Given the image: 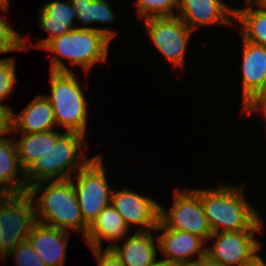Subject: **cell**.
Wrapping results in <instances>:
<instances>
[{"mask_svg": "<svg viewBox=\"0 0 266 266\" xmlns=\"http://www.w3.org/2000/svg\"><path fill=\"white\" fill-rule=\"evenodd\" d=\"M153 266H168V264L166 262H163V261L159 260Z\"/></svg>", "mask_w": 266, "mask_h": 266, "instance_id": "obj_36", "label": "cell"}, {"mask_svg": "<svg viewBox=\"0 0 266 266\" xmlns=\"http://www.w3.org/2000/svg\"><path fill=\"white\" fill-rule=\"evenodd\" d=\"M50 92L46 98L54 110L57 125L66 132L87 134L88 102L78 78L73 72L50 70Z\"/></svg>", "mask_w": 266, "mask_h": 266, "instance_id": "obj_5", "label": "cell"}, {"mask_svg": "<svg viewBox=\"0 0 266 266\" xmlns=\"http://www.w3.org/2000/svg\"><path fill=\"white\" fill-rule=\"evenodd\" d=\"M129 232L130 229L124 219L110 204L90 224L84 240L90 249H103L102 240L104 239L110 242L106 249H111L130 234Z\"/></svg>", "mask_w": 266, "mask_h": 266, "instance_id": "obj_17", "label": "cell"}, {"mask_svg": "<svg viewBox=\"0 0 266 266\" xmlns=\"http://www.w3.org/2000/svg\"><path fill=\"white\" fill-rule=\"evenodd\" d=\"M265 261H266V260L263 259V266H266V262H265Z\"/></svg>", "mask_w": 266, "mask_h": 266, "instance_id": "obj_39", "label": "cell"}, {"mask_svg": "<svg viewBox=\"0 0 266 266\" xmlns=\"http://www.w3.org/2000/svg\"><path fill=\"white\" fill-rule=\"evenodd\" d=\"M196 266H221L217 263L211 262L207 257L196 261Z\"/></svg>", "mask_w": 266, "mask_h": 266, "instance_id": "obj_32", "label": "cell"}, {"mask_svg": "<svg viewBox=\"0 0 266 266\" xmlns=\"http://www.w3.org/2000/svg\"><path fill=\"white\" fill-rule=\"evenodd\" d=\"M24 192H27L25 170L20 165L14 138L12 136L10 138L9 135L2 136L0 137V194Z\"/></svg>", "mask_w": 266, "mask_h": 266, "instance_id": "obj_20", "label": "cell"}, {"mask_svg": "<svg viewBox=\"0 0 266 266\" xmlns=\"http://www.w3.org/2000/svg\"><path fill=\"white\" fill-rule=\"evenodd\" d=\"M155 232H162L156 237L158 248L164 255L159 260L167 264L191 263L206 257V242L197 235L166 228L160 221ZM196 255L197 259H193Z\"/></svg>", "mask_w": 266, "mask_h": 266, "instance_id": "obj_12", "label": "cell"}, {"mask_svg": "<svg viewBox=\"0 0 266 266\" xmlns=\"http://www.w3.org/2000/svg\"><path fill=\"white\" fill-rule=\"evenodd\" d=\"M15 266H46L28 240L22 241L6 257H11Z\"/></svg>", "mask_w": 266, "mask_h": 266, "instance_id": "obj_26", "label": "cell"}, {"mask_svg": "<svg viewBox=\"0 0 266 266\" xmlns=\"http://www.w3.org/2000/svg\"><path fill=\"white\" fill-rule=\"evenodd\" d=\"M260 0H245L244 2H259Z\"/></svg>", "mask_w": 266, "mask_h": 266, "instance_id": "obj_38", "label": "cell"}, {"mask_svg": "<svg viewBox=\"0 0 266 266\" xmlns=\"http://www.w3.org/2000/svg\"><path fill=\"white\" fill-rule=\"evenodd\" d=\"M242 40V105L259 89L266 76V47Z\"/></svg>", "mask_w": 266, "mask_h": 266, "instance_id": "obj_19", "label": "cell"}, {"mask_svg": "<svg viewBox=\"0 0 266 266\" xmlns=\"http://www.w3.org/2000/svg\"><path fill=\"white\" fill-rule=\"evenodd\" d=\"M76 173L73 175L74 178L70 179L73 182L83 220L90 226L99 213L111 204V194L113 191V188L108 183L104 158L101 153L94 155Z\"/></svg>", "mask_w": 266, "mask_h": 266, "instance_id": "obj_6", "label": "cell"}, {"mask_svg": "<svg viewBox=\"0 0 266 266\" xmlns=\"http://www.w3.org/2000/svg\"><path fill=\"white\" fill-rule=\"evenodd\" d=\"M86 136L77 132L49 131V149L25 171L27 191L42 181L66 180L93 157L83 154Z\"/></svg>", "mask_w": 266, "mask_h": 266, "instance_id": "obj_3", "label": "cell"}, {"mask_svg": "<svg viewBox=\"0 0 266 266\" xmlns=\"http://www.w3.org/2000/svg\"><path fill=\"white\" fill-rule=\"evenodd\" d=\"M251 97H266V76L259 89Z\"/></svg>", "mask_w": 266, "mask_h": 266, "instance_id": "obj_31", "label": "cell"}, {"mask_svg": "<svg viewBox=\"0 0 266 266\" xmlns=\"http://www.w3.org/2000/svg\"><path fill=\"white\" fill-rule=\"evenodd\" d=\"M15 64V59L12 57L0 59V105L11 110L12 106L4 105L2 101L8 98L14 91L15 84L17 83L18 78L16 76Z\"/></svg>", "mask_w": 266, "mask_h": 266, "instance_id": "obj_25", "label": "cell"}, {"mask_svg": "<svg viewBox=\"0 0 266 266\" xmlns=\"http://www.w3.org/2000/svg\"><path fill=\"white\" fill-rule=\"evenodd\" d=\"M33 198L28 192L0 194V259L10 253L28 235L36 223Z\"/></svg>", "mask_w": 266, "mask_h": 266, "instance_id": "obj_7", "label": "cell"}, {"mask_svg": "<svg viewBox=\"0 0 266 266\" xmlns=\"http://www.w3.org/2000/svg\"><path fill=\"white\" fill-rule=\"evenodd\" d=\"M33 198L36 221L71 233L87 234L89 226L84 222L71 179L42 181L28 188ZM41 194L37 199V195Z\"/></svg>", "mask_w": 266, "mask_h": 266, "instance_id": "obj_2", "label": "cell"}, {"mask_svg": "<svg viewBox=\"0 0 266 266\" xmlns=\"http://www.w3.org/2000/svg\"><path fill=\"white\" fill-rule=\"evenodd\" d=\"M178 4L179 0H136L135 2L138 16L143 20L176 16Z\"/></svg>", "mask_w": 266, "mask_h": 266, "instance_id": "obj_23", "label": "cell"}, {"mask_svg": "<svg viewBox=\"0 0 266 266\" xmlns=\"http://www.w3.org/2000/svg\"><path fill=\"white\" fill-rule=\"evenodd\" d=\"M246 7H235L234 21L239 23L241 37L266 47V8L259 2H245Z\"/></svg>", "mask_w": 266, "mask_h": 266, "instance_id": "obj_21", "label": "cell"}, {"mask_svg": "<svg viewBox=\"0 0 266 266\" xmlns=\"http://www.w3.org/2000/svg\"><path fill=\"white\" fill-rule=\"evenodd\" d=\"M69 232L36 222L27 240L46 266H65Z\"/></svg>", "mask_w": 266, "mask_h": 266, "instance_id": "obj_14", "label": "cell"}, {"mask_svg": "<svg viewBox=\"0 0 266 266\" xmlns=\"http://www.w3.org/2000/svg\"><path fill=\"white\" fill-rule=\"evenodd\" d=\"M241 114L252 115L254 112H261L266 123V97H250L243 105H241ZM266 126V124H265Z\"/></svg>", "mask_w": 266, "mask_h": 266, "instance_id": "obj_28", "label": "cell"}, {"mask_svg": "<svg viewBox=\"0 0 266 266\" xmlns=\"http://www.w3.org/2000/svg\"><path fill=\"white\" fill-rule=\"evenodd\" d=\"M168 266H196V262L168 264Z\"/></svg>", "mask_w": 266, "mask_h": 266, "instance_id": "obj_35", "label": "cell"}, {"mask_svg": "<svg viewBox=\"0 0 266 266\" xmlns=\"http://www.w3.org/2000/svg\"><path fill=\"white\" fill-rule=\"evenodd\" d=\"M109 0H94V18L93 23L108 24L113 23L116 19Z\"/></svg>", "mask_w": 266, "mask_h": 266, "instance_id": "obj_27", "label": "cell"}, {"mask_svg": "<svg viewBox=\"0 0 266 266\" xmlns=\"http://www.w3.org/2000/svg\"><path fill=\"white\" fill-rule=\"evenodd\" d=\"M111 41L94 29L74 28L67 34L49 40L41 50L53 54L51 71L73 72L80 66L85 74L97 63L106 62ZM71 62L68 67L61 58Z\"/></svg>", "mask_w": 266, "mask_h": 266, "instance_id": "obj_4", "label": "cell"}, {"mask_svg": "<svg viewBox=\"0 0 266 266\" xmlns=\"http://www.w3.org/2000/svg\"><path fill=\"white\" fill-rule=\"evenodd\" d=\"M22 138L14 140L21 167L26 171L49 149V131L22 133Z\"/></svg>", "mask_w": 266, "mask_h": 266, "instance_id": "obj_22", "label": "cell"}, {"mask_svg": "<svg viewBox=\"0 0 266 266\" xmlns=\"http://www.w3.org/2000/svg\"><path fill=\"white\" fill-rule=\"evenodd\" d=\"M244 183L240 186L220 184L216 188H199V197L212 233L262 230L263 218L248 202Z\"/></svg>", "mask_w": 266, "mask_h": 266, "instance_id": "obj_1", "label": "cell"}, {"mask_svg": "<svg viewBox=\"0 0 266 266\" xmlns=\"http://www.w3.org/2000/svg\"><path fill=\"white\" fill-rule=\"evenodd\" d=\"M11 133V109L0 105V137Z\"/></svg>", "mask_w": 266, "mask_h": 266, "instance_id": "obj_30", "label": "cell"}, {"mask_svg": "<svg viewBox=\"0 0 266 266\" xmlns=\"http://www.w3.org/2000/svg\"><path fill=\"white\" fill-rule=\"evenodd\" d=\"M98 266H124L111 249H91Z\"/></svg>", "mask_w": 266, "mask_h": 266, "instance_id": "obj_29", "label": "cell"}, {"mask_svg": "<svg viewBox=\"0 0 266 266\" xmlns=\"http://www.w3.org/2000/svg\"><path fill=\"white\" fill-rule=\"evenodd\" d=\"M14 113L11 110L10 136L16 132H47L57 126L53 106L43 94L37 95L19 114Z\"/></svg>", "mask_w": 266, "mask_h": 266, "instance_id": "obj_16", "label": "cell"}, {"mask_svg": "<svg viewBox=\"0 0 266 266\" xmlns=\"http://www.w3.org/2000/svg\"><path fill=\"white\" fill-rule=\"evenodd\" d=\"M262 230L212 233L213 245L206 244V257L221 266H243L257 259L263 246L256 237ZM256 234V235H255Z\"/></svg>", "mask_w": 266, "mask_h": 266, "instance_id": "obj_10", "label": "cell"}, {"mask_svg": "<svg viewBox=\"0 0 266 266\" xmlns=\"http://www.w3.org/2000/svg\"><path fill=\"white\" fill-rule=\"evenodd\" d=\"M70 3L74 8V10L76 11L77 15L76 20H78L77 22L83 25L82 27L78 26V28L94 29L100 32L110 41H112L114 37L117 35V31H114L111 28L109 29L108 27L99 28V27L89 26L93 23V18H94V0H70Z\"/></svg>", "mask_w": 266, "mask_h": 266, "instance_id": "obj_24", "label": "cell"}, {"mask_svg": "<svg viewBox=\"0 0 266 266\" xmlns=\"http://www.w3.org/2000/svg\"><path fill=\"white\" fill-rule=\"evenodd\" d=\"M154 232L155 230L135 231L122 240V246L117 243L111 250L124 266H153L159 261L158 240L154 239Z\"/></svg>", "mask_w": 266, "mask_h": 266, "instance_id": "obj_15", "label": "cell"}, {"mask_svg": "<svg viewBox=\"0 0 266 266\" xmlns=\"http://www.w3.org/2000/svg\"><path fill=\"white\" fill-rule=\"evenodd\" d=\"M149 40L174 68L184 67L187 47L194 33L178 16L143 21Z\"/></svg>", "mask_w": 266, "mask_h": 266, "instance_id": "obj_9", "label": "cell"}, {"mask_svg": "<svg viewBox=\"0 0 266 266\" xmlns=\"http://www.w3.org/2000/svg\"><path fill=\"white\" fill-rule=\"evenodd\" d=\"M39 12V27L49 33L46 38H41L38 43L30 44L35 48H42L49 40L67 34L75 27L74 20L77 19L76 11L72 7L70 0H53L45 3Z\"/></svg>", "mask_w": 266, "mask_h": 266, "instance_id": "obj_18", "label": "cell"}, {"mask_svg": "<svg viewBox=\"0 0 266 266\" xmlns=\"http://www.w3.org/2000/svg\"><path fill=\"white\" fill-rule=\"evenodd\" d=\"M259 3L266 8V0H260Z\"/></svg>", "mask_w": 266, "mask_h": 266, "instance_id": "obj_37", "label": "cell"}, {"mask_svg": "<svg viewBox=\"0 0 266 266\" xmlns=\"http://www.w3.org/2000/svg\"><path fill=\"white\" fill-rule=\"evenodd\" d=\"M223 0H179L178 16L192 31L212 25L236 27L235 8Z\"/></svg>", "mask_w": 266, "mask_h": 266, "instance_id": "obj_13", "label": "cell"}, {"mask_svg": "<svg viewBox=\"0 0 266 266\" xmlns=\"http://www.w3.org/2000/svg\"><path fill=\"white\" fill-rule=\"evenodd\" d=\"M111 204L124 219L129 229L140 226L136 231L155 230L159 222L160 204L149 196L122 188L112 191Z\"/></svg>", "mask_w": 266, "mask_h": 266, "instance_id": "obj_11", "label": "cell"}, {"mask_svg": "<svg viewBox=\"0 0 266 266\" xmlns=\"http://www.w3.org/2000/svg\"><path fill=\"white\" fill-rule=\"evenodd\" d=\"M10 0H0V12L7 13L10 8Z\"/></svg>", "mask_w": 266, "mask_h": 266, "instance_id": "obj_33", "label": "cell"}, {"mask_svg": "<svg viewBox=\"0 0 266 266\" xmlns=\"http://www.w3.org/2000/svg\"><path fill=\"white\" fill-rule=\"evenodd\" d=\"M173 199L169 211L160 204L159 221L166 228L189 232L207 243L212 231L199 197V188H176Z\"/></svg>", "mask_w": 266, "mask_h": 266, "instance_id": "obj_8", "label": "cell"}, {"mask_svg": "<svg viewBox=\"0 0 266 266\" xmlns=\"http://www.w3.org/2000/svg\"><path fill=\"white\" fill-rule=\"evenodd\" d=\"M243 266H263V258L259 256L257 259H255L251 263L243 265Z\"/></svg>", "mask_w": 266, "mask_h": 266, "instance_id": "obj_34", "label": "cell"}]
</instances>
